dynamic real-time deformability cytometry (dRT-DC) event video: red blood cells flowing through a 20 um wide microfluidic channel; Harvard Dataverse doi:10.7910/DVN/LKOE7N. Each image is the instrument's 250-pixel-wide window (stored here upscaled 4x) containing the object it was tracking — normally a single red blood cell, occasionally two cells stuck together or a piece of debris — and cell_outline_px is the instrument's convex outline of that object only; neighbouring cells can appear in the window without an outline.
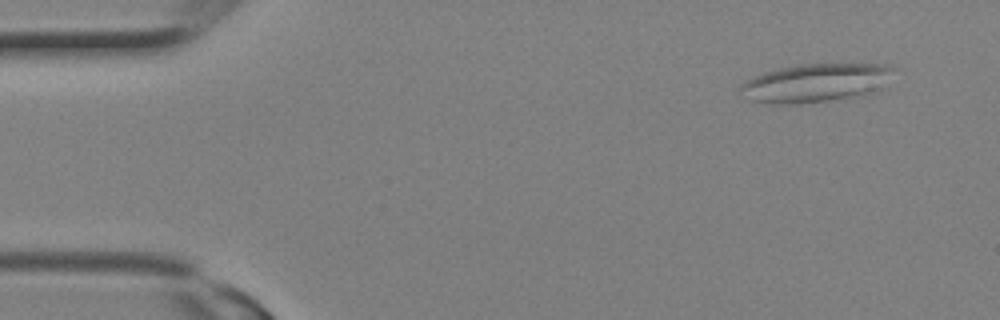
{"species": "Egyptian fruit bat (a non-hibernating species)", "species_latin": "Rousettus aegyptiacus", "temperature_condition": "room temperature", "stored_images_in_passage": 2, "camera_frame_rate_fps": 3000, "um_per_image_px": 0.085, "animal": {"sex": "female"}, "frame": {"image": 1, "passage_image": 1, "time_ms": 0.0, "image_size_px": [1000, 320], "cell_outline_px": [[896, 68], [888, 88], [828, 100], [796, 104], [768, 104], [752, 100], [740, 88], [740, 84], [752, 76], [764, 72], [780, 68], [800, 64], [888, 64]], "centroid_in_image_um": [69.41, 7.02], "position_along_channel_um": 15.6, "area_um2": 34.33}}